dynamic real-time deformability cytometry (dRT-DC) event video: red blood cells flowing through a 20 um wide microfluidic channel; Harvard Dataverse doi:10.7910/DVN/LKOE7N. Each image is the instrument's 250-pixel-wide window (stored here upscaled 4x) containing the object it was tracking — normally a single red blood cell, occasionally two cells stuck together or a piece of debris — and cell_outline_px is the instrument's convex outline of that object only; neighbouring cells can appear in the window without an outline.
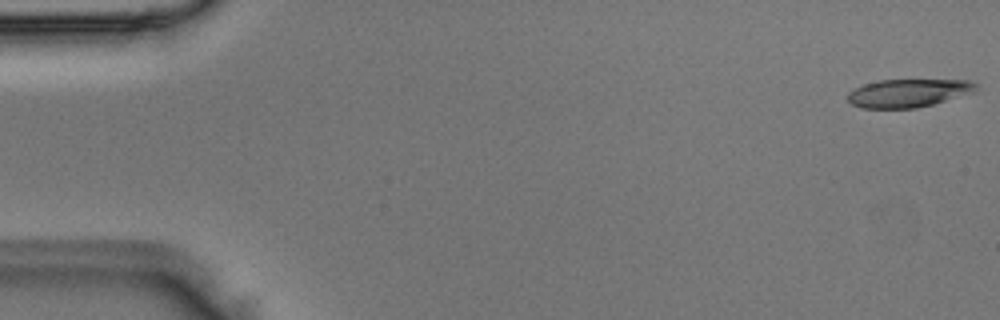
{"species": "Egyptian fruit bat (a non-hibernating species)", "species_latin": "Rousettus aegyptiacus", "temperature_condition": "room temperature", "stored_images_in_passage": 4, "camera_frame_rate_fps": 3000, "um_per_image_px": 0.085, "animal": {"sex": "male"}, "frame": {"image": 1, "passage_image": 1, "time_ms": 0.0, "image_size_px": [1000, 320], "cell_outline_px": [[976, 92], [932, 104], [916, 108], [860, 108], [852, 104], [848, 100], [848, 92], [864, 84], [880, 80], [968, 80], [976, 84]], "centroid_in_image_um": [77.2, 7.91], "position_along_channel_um": 7.8, "area_um2": 20.92}}